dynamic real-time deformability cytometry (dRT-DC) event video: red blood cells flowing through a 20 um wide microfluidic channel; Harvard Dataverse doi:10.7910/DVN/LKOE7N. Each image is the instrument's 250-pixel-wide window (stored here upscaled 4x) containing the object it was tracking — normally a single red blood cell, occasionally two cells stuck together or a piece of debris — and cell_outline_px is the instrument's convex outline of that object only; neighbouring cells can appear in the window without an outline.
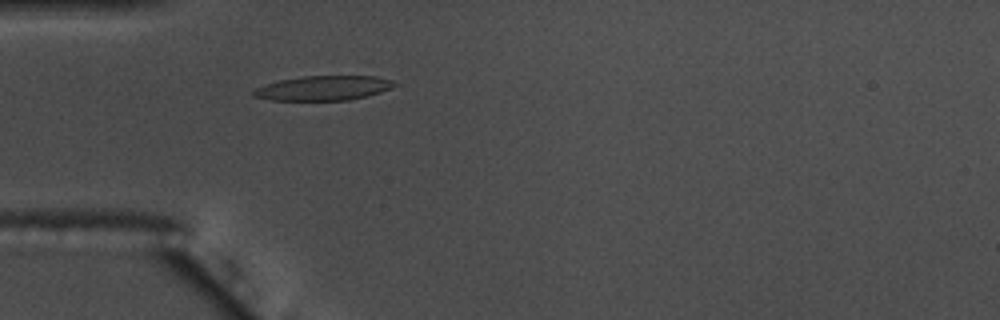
{"species": "common noctule bat (a hibernating species)", "species_latin": "Nyctalus noctula", "temperature_condition": "warm", "stored_images_in_passage": 40, "camera_frame_rate_fps": 3000, "um_per_image_px": 0.085, "animal": {"sex": "male", "body_mass_g": 17.5, "forearm_length_mm": 52.3}, "frame": {"image": 1, "passage_image": 1, "time_ms": 0.0, "image_size_px": [1000, 320], "cell_outline_px": [[396, 84], [392, 88], [368, 96], [348, 100], [268, 100], [252, 96], [252, 92], [256, 88], [280, 80], [304, 76], [376, 76], [392, 80]], "centroid_in_image_um": [27.5, 7.49], "position_along_channel_um": 57.5, "area_um2": 20.11}}
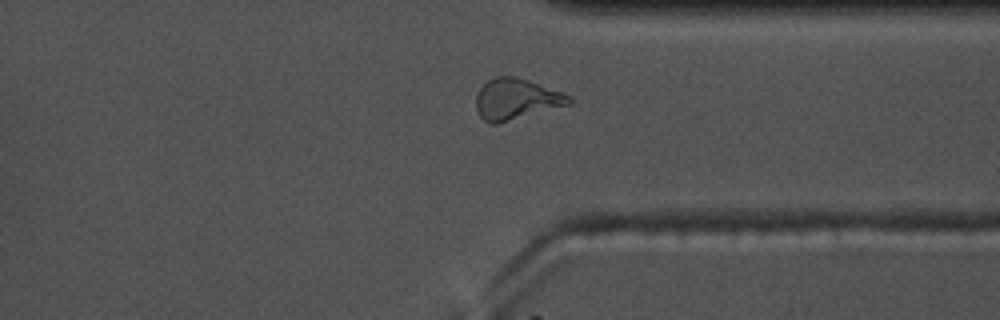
{"frame": {"image": 2, "passage_image": 27, "time_ms": 8.667, "image_size_px": [1000, 320], "cell_outline_px": [[572, 104], [496, 124], [492, 124], [484, 120], [480, 116], [476, 108], [476, 96], [480, 88], [488, 80], [496, 76], [516, 76], [528, 80], [572, 96]], "centroid_in_image_um": [43.88, 8.43], "position_along_channel_um": 367.5, "area_um2": 22.14}}
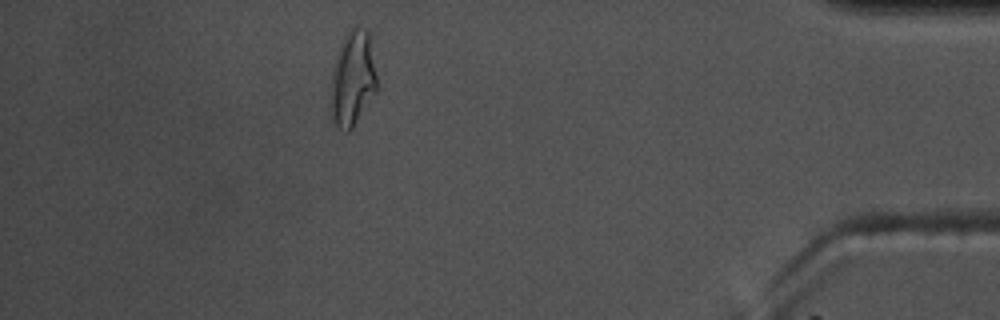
{"frame": {"image": 3, "passage_image": 34, "time_ms": 11.0, "image_size_px": [1000, 320], "cell_outline_px": [[376, 92], [352, 128], [348, 132], [344, 132], [332, 120], [328, 104], [332, 72], [336, 56], [340, 44], [344, 36], [352, 28], [356, 28], [368, 32], [376, 76]], "centroid_in_image_um": [29.92, 6.76], "position_along_channel_um": 405.3, "area_um2": 25.43}, "authors_computed_cell_mechanics": {"area_um2": 20.5479, "velocity_mm_per_s": 3.6361, "shape_relaxation_time_tau1_ms": null, "shape_relaxation_time_tau2_ms": 3.6989, "deformation_change_tau1": null, "deformation_change_tau2": 0.1207}}